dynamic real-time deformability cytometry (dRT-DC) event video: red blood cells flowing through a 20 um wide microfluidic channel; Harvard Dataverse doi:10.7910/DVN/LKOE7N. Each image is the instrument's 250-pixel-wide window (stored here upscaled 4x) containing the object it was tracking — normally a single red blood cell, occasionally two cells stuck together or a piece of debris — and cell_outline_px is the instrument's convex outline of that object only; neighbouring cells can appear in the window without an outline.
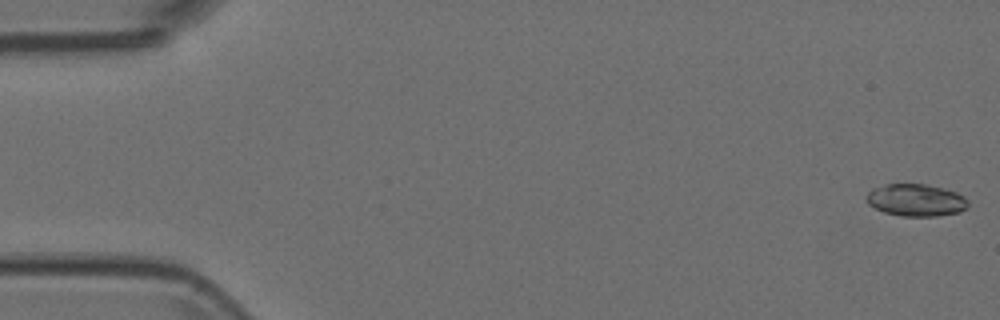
{"species": "Egyptian fruit bat (a non-hibernating species)", "species_latin": "Rousettus aegyptiacus", "temperature_condition": "room temperature", "stored_images_in_passage": 53, "camera_frame_rate_fps": 3000, "um_per_image_px": 0.085, "animal": {"sex": "female"}, "frame": {"image": 1, "passage_image": 1, "time_ms": 0.0, "image_size_px": [1000, 320], "cell_outline_px": [[968, 208], [960, 212], [936, 216], [900, 216], [884, 212], [868, 204], [864, 196], [872, 188], [888, 184], [924, 184], [944, 188], [956, 192], [964, 196], [968, 200]], "centroid_in_image_um": [77.86, 17.01], "position_along_channel_um": 7.1, "area_um2": 19.25}}
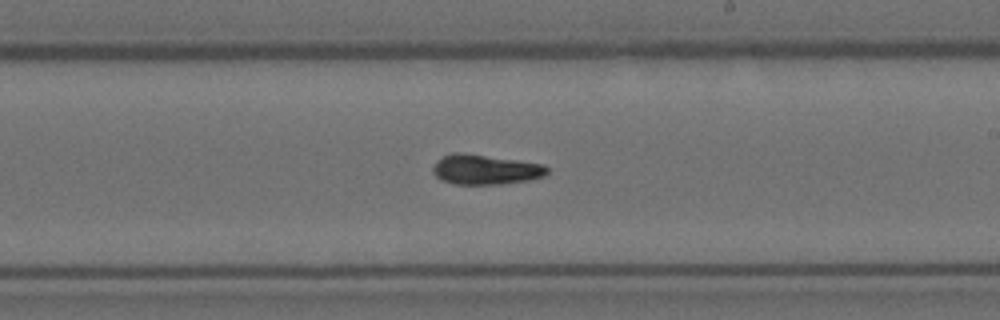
{"frame": {"image": 2, "passage_image": 31, "time_ms": 10.0, "image_size_px": [1000, 320], "cell_outline_px": [[548, 172], [544, 176], [528, 180], [500, 184], [456, 184], [440, 180], [432, 172], [432, 168], [436, 160], [452, 152], [464, 152], [544, 164], [548, 168]], "centroid_in_image_um": [41.23, 14.4], "position_along_channel_um": 247.8, "area_um2": 20.06}}
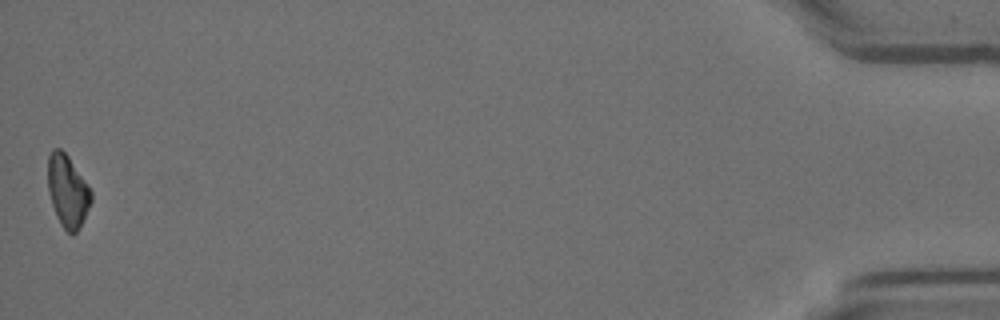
{"frame": {"image": 3, "passage_image": 53, "time_ms": 17.333, "image_size_px": [1000, 320], "cell_outline_px": [[92, 200], [76, 232], [72, 236], [60, 224], [56, 216], [48, 192], [48, 156], [52, 148], [60, 148], [68, 156], [88, 184], [92, 192]], "centroid_in_image_um": [5.73, 16.22], "position_along_channel_um": 429.5, "area_um2": 18.09}}